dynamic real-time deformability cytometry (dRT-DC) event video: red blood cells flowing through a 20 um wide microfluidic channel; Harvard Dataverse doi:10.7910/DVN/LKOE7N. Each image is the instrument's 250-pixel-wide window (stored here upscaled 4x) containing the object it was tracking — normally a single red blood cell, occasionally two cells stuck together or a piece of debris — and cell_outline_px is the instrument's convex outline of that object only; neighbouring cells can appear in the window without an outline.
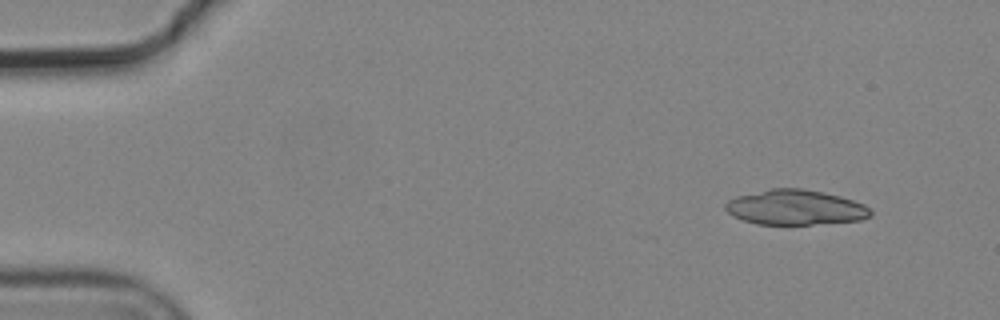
{"species": "common noctule bat (a hibernating species)", "species_latin": "Nyctalus noctula", "temperature_condition": "cold", "stored_images_in_passage": 6, "camera_frame_rate_fps": 3000, "um_per_image_px": 0.085, "animal": {"sex": "male", "body_mass_g": 19.2, "forearm_length_mm": 51.8}, "frame": {"image": 1, "passage_image": 1, "time_ms": 0.0, "image_size_px": [1000, 320], "cell_outline_px": [[872, 216], [860, 220], [812, 224], [756, 224], [732, 216], [724, 208], [724, 204], [728, 200], [736, 196], [772, 188], [800, 188], [824, 192], [840, 196], [864, 204], [872, 212]], "centroid_in_image_um": [67.58, 17.62], "position_along_channel_um": 17.4, "area_um2": 29.59}}
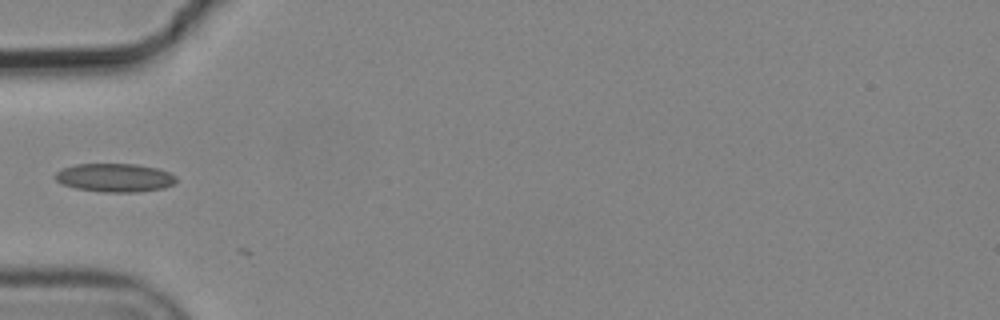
{"frame": {"image": 2, "passage_image": 5, "time_ms": 1.333, "image_size_px": [1000, 320], "cell_outline_px": [[176, 180], [172, 184], [164, 188], [136, 192], [104, 192], [76, 188], [60, 184], [56, 180], [56, 172], [60, 168], [76, 164], [136, 164], [156, 168], [168, 172], [176, 176]], "centroid_in_image_um": [9.72, 15.1], "position_along_channel_um": 75.3, "area_um2": 20.06}}
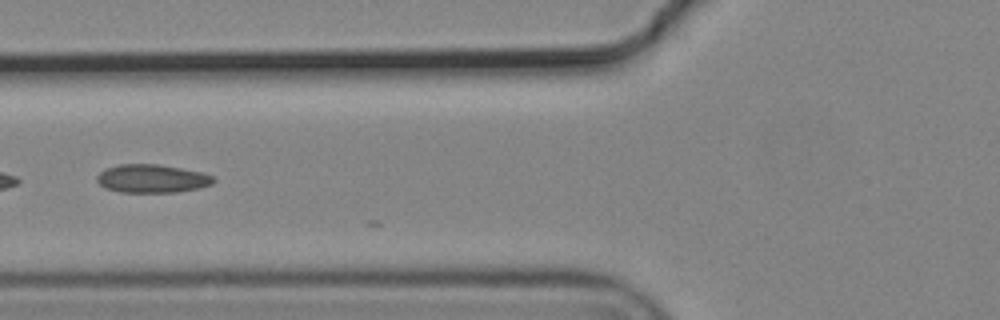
{"frame": {"image": 3, "passage_image": 6, "time_ms": 1.667, "image_size_px": [1000, 320], "cell_outline_px": [[216, 180], [212, 184], [200, 188], [176, 192], [120, 192], [104, 188], [96, 180], [96, 176], [100, 172], [108, 168], [120, 164], [156, 164], [204, 172], [212, 176]], "centroid_in_image_um": [12.93, 15.18], "position_along_channel_um": 112.9, "area_um2": 19.25}}